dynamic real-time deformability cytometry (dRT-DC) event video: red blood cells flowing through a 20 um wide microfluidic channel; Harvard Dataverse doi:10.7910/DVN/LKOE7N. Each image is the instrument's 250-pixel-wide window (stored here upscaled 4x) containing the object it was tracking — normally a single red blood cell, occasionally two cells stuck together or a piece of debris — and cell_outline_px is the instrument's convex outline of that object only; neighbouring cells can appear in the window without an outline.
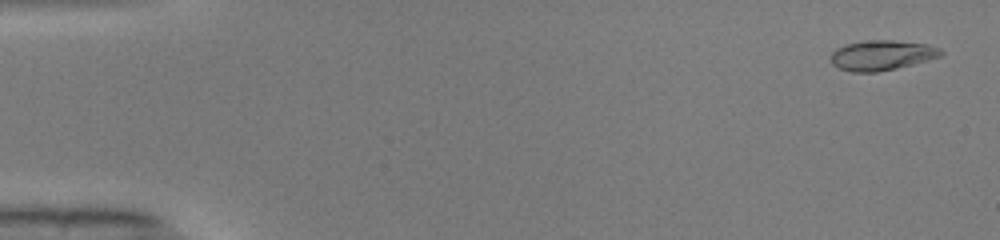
{"species": "common noctule bat (a hibernating species)", "species_latin": "Nyctalus noctula", "temperature_condition": "warm", "stored_images_in_passage": 50, "camera_frame_rate_fps": 3000, "um_per_image_px": 0.085, "animal": {"sex": "male", "body_mass_g": 19.0, "forearm_length_mm": 50.8}, "frame": {"image": 1, "passage_image": 2, "time_ms": 0.333, "image_size_px": [1000, 240], "cell_outline_px": [[944, 52], [940, 56], [928, 60], [896, 68], [876, 72], [852, 72], [840, 68], [832, 64], [832, 52], [836, 48], [844, 44], [872, 40], [892, 40], [928, 44], [940, 48]], "centroid_in_image_um": [74.96, 4.69], "position_along_channel_um": 10.0, "area_um2": 19.13}}
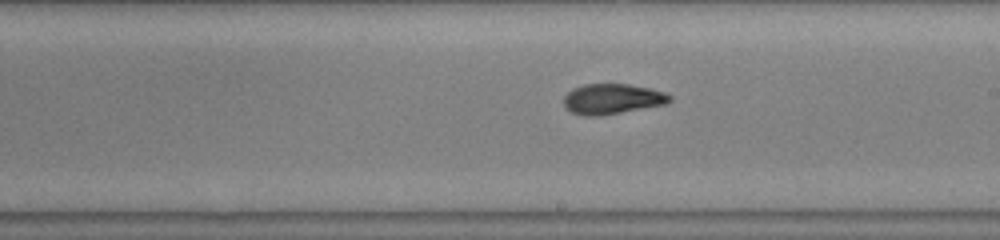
{"frame": {"image": 2, "passage_image": 29, "time_ms": 9.333, "image_size_px": [1000, 240], "cell_outline_px": [[672, 100], [664, 104], [600, 116], [588, 116], [572, 112], [564, 108], [564, 96], [572, 88], [584, 84], [628, 84], [648, 88], [664, 92], [672, 96]], "centroid_in_image_um": [52.01, 8.4], "position_along_channel_um": 237.0, "area_um2": 18.61}}
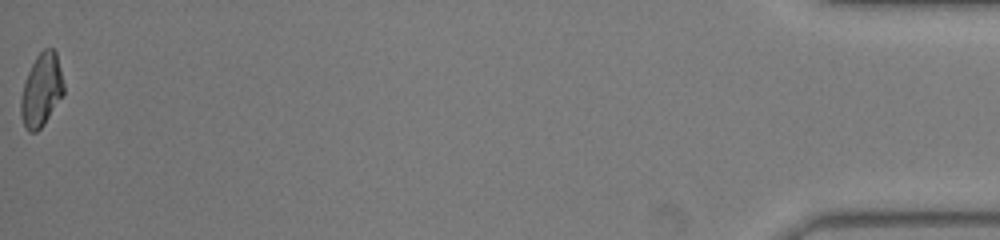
{"frame": {"image": 3, "passage_image": 50, "time_ms": 16.333, "image_size_px": [1000, 240], "cell_outline_px": [[64, 92], [44, 124], [36, 132], [28, 132], [20, 116], [20, 100], [24, 84], [28, 72], [36, 56], [44, 48], [52, 48], [56, 52], [64, 84]], "centroid_in_image_um": [3.51, 7.66], "position_along_channel_um": 431.7, "area_um2": 18.03}, "authors_computed_cell_mechanics": {"area_um2": 18.3804, "velocity_mm_per_s": 4.1173, "shape_relaxation_time_tau1_ms": null, "shape_relaxation_time_tau2_ms": 1.3757, "deformation_change_tau1": null, "deformation_change_tau2": 0.0688}}